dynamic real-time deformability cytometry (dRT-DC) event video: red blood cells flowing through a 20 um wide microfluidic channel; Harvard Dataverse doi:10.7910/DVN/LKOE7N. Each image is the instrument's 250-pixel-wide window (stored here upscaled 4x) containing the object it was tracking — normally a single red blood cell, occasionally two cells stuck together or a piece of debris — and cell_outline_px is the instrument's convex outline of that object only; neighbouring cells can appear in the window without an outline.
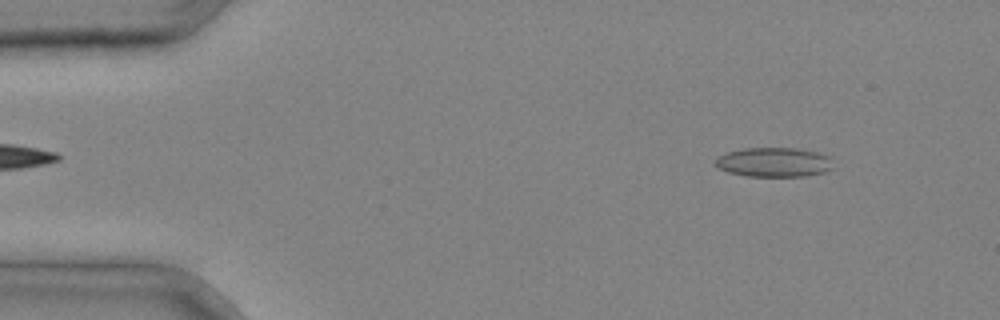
{"species": "common noctule bat (a hibernating species)", "species_latin": "Nyctalus noctula", "temperature_condition": "cold", "stored_images_in_passage": 4, "segment_of_instrument_passage": [1, 2], "camera_frame_rate_fps": 3000, "um_per_image_px": 0.085, "animal": {"sex": "male", "body_mass_g": 20.4}, "frame": {"image": 1, "passage_image": 1, "time_ms": 0.0, "image_size_px": [1000, 320], "cell_outline_px": [[832, 168], [824, 172], [804, 176], [744, 176], [728, 172], [720, 168], [716, 164], [716, 156], [724, 152], [744, 148], [800, 148], [832, 156]], "centroid_in_image_um": [65.79, 13.77], "position_along_channel_um": 19.2, "area_um2": 20.4}}
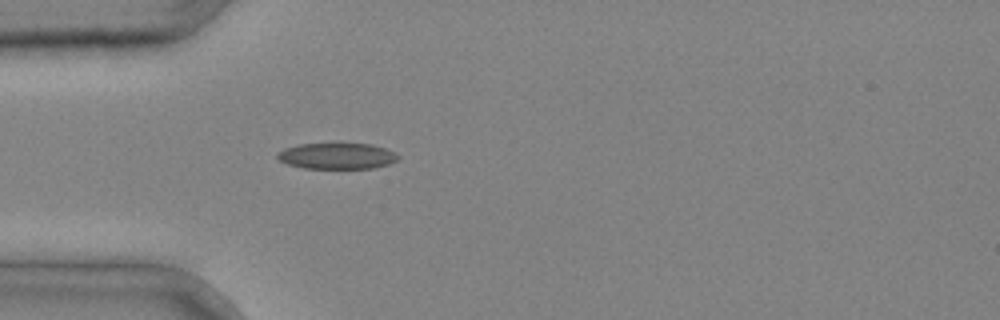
{"frame": {"image": 2, "passage_image": 3, "time_ms": 0.667, "image_size_px": [1000, 320], "cell_outline_px": [[400, 156], [396, 160], [388, 164], [372, 168], [304, 168], [288, 164], [280, 160], [276, 156], [276, 152], [284, 148], [296, 144], [340, 140], [372, 144], [384, 148]], "centroid_in_image_um": [28.59, 13.19], "position_along_channel_um": 56.4, "area_um2": 19.25}}